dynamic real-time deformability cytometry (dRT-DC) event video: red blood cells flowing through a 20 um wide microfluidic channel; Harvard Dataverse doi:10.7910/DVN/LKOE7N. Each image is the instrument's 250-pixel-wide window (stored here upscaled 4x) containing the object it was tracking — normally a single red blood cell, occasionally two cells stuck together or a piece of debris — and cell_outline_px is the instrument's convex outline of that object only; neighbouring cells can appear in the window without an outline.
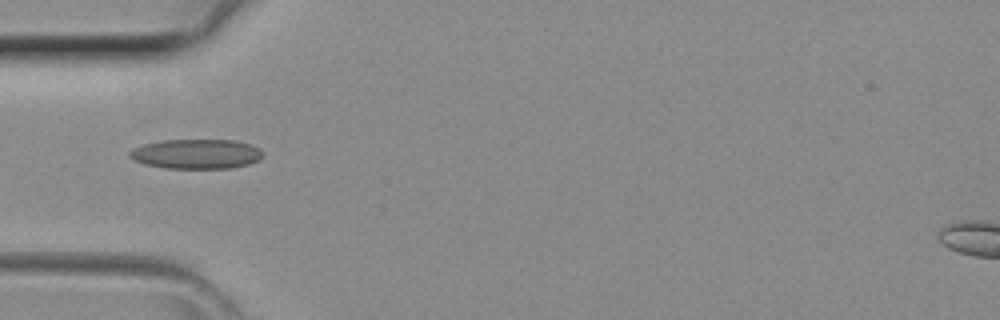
{"species": "common noctule bat (a hibernating species)", "species_latin": "Nyctalus noctula", "temperature_condition": "room temperature", "stored_images_in_passage": 30, "camera_frame_rate_fps": 3000, "um_per_image_px": 0.085, "animal": {"sex": "female", "body_mass_g": 29.2, "forearm_length_mm": 56.3}, "frame": {"image": 1, "passage_image": 1, "time_ms": 0.0, "image_size_px": [1000, 320], "cell_outline_px": [[264, 156], [260, 160], [248, 164], [232, 168], [164, 168], [144, 164], [128, 156], [128, 152], [132, 148], [144, 144], [160, 140], [236, 140], [260, 148], [264, 152]], "centroid_in_image_um": [16.7, 13.08], "position_along_channel_um": 68.3, "area_um2": 23.24}}
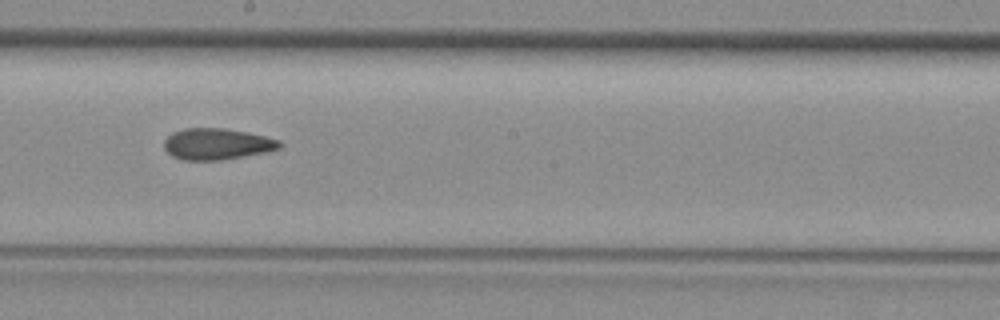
{"frame": {"image": 2, "passage_image": 11, "time_ms": 3.333, "image_size_px": [1000, 320], "cell_outline_px": [[284, 144], [280, 148], [264, 152], [220, 160], [184, 160], [172, 156], [164, 148], [164, 140], [172, 132], [184, 128], [224, 128], [264, 136], [280, 140]], "centroid_in_image_um": [18.42, 12.23], "position_along_channel_um": 229.8, "area_um2": 20.92}}
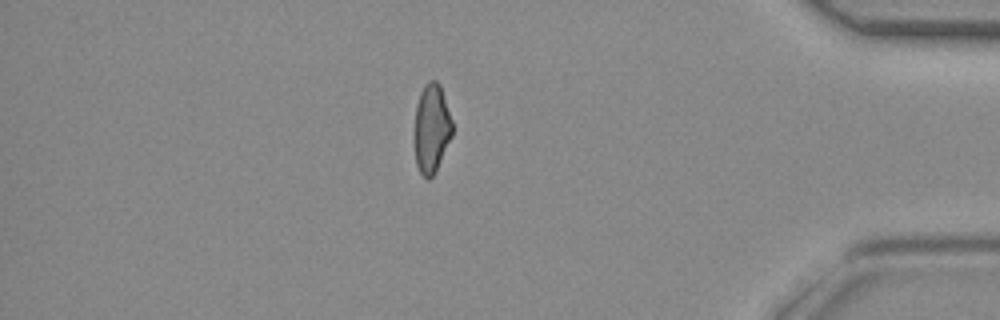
{"frame": {"image": 3, "passage_image": 24, "time_ms": 7.667, "image_size_px": [1000, 320], "cell_outline_px": [[452, 136], [436, 172], [428, 180], [420, 172], [416, 164], [412, 132], [416, 104], [420, 92], [424, 84], [428, 80], [436, 80], [440, 84], [452, 120]], "centroid_in_image_um": [36.65, 10.92], "position_along_channel_um": 398.6, "area_um2": 20.29}}